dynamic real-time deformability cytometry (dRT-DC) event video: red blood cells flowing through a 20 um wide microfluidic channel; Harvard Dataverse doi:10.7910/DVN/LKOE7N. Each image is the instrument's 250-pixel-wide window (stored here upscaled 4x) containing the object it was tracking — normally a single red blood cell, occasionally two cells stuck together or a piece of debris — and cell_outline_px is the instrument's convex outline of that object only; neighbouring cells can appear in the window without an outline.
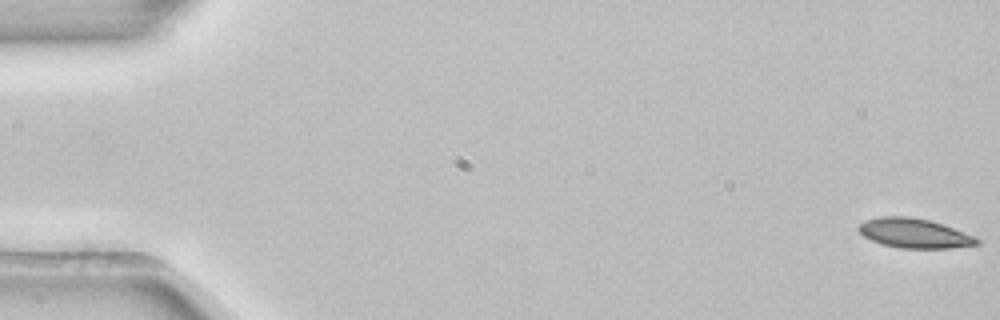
{"species": "common noctule bat (a hibernating species)", "species_latin": "Nyctalus noctula", "temperature_condition": "room temperature", "stored_images_in_passage": 54, "camera_frame_rate_fps": 3000, "um_per_image_px": 0.085, "animal": {"sex": "female", "body_mass_g": 22.7, "forearm_length_mm": 54.2}, "frame": {"image": 1, "passage_image": 1, "time_ms": 0.0, "image_size_px": [1000, 320], "cell_outline_px": [[980, 244], [948, 248], [900, 248], [884, 244], [872, 240], [864, 236], [856, 228], [864, 220], [880, 216], [908, 216], [928, 220], [944, 224], [976, 236], [980, 240]], "centroid_in_image_um": [77.74, 19.81], "position_along_channel_um": 7.3, "area_um2": 20.4}}
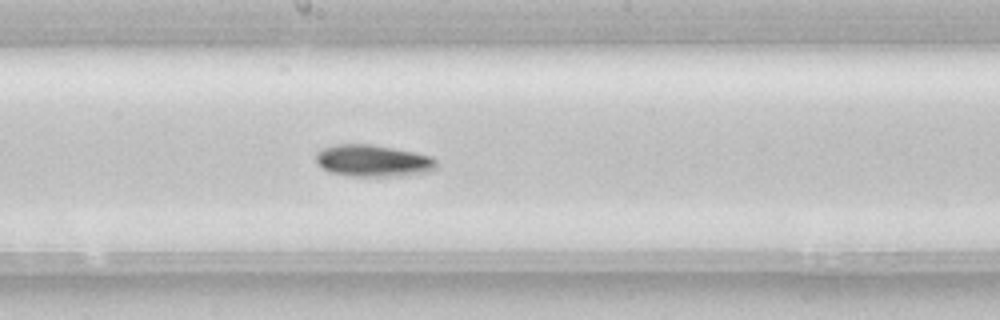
{"frame": {"image": 2, "passage_image": 29, "time_ms": 9.333, "image_size_px": [1000, 320], "cell_outline_px": [[436, 168], [428, 172], [408, 176], [352, 176], [332, 172], [324, 168], [316, 160], [316, 152], [324, 148], [336, 144], [372, 144], [416, 152], [432, 156], [436, 160]], "centroid_in_image_um": [31.77, 13.66], "position_along_channel_um": 216.4, "area_um2": 22.43}}
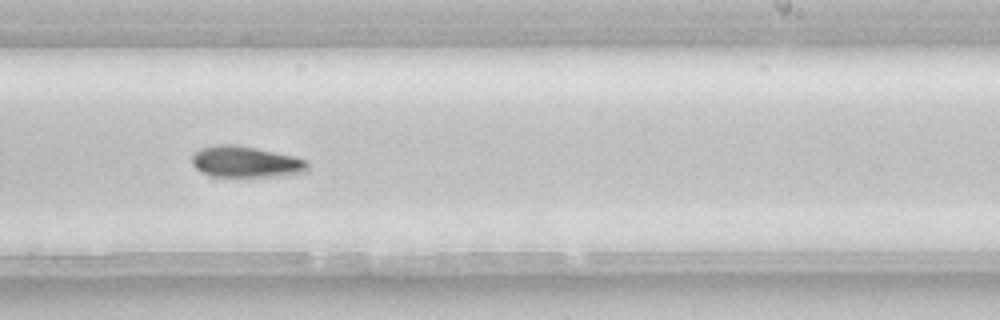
{"frame": {"image": 3, "passage_image": 33, "time_ms": 10.667, "image_size_px": [1000, 320], "cell_outline_px": [[308, 172], [280, 176], [212, 176], [200, 172], [192, 164], [192, 156], [200, 148], [212, 144], [232, 144], [256, 148], [296, 156], [308, 160]], "centroid_in_image_um": [20.92, 13.75], "position_along_channel_um": 268.1, "area_um2": 21.27}, "authors_computed_cell_mechanics": {"area_um2": 20.5768, "velocity_mm_per_s": 3.8957, "shape_relaxation_time_tau1_ms": 3.2393, "shape_relaxation_time_tau2_ms": null, "deformation_change_tau1": 0.0958, "deformation_change_tau2": null}}